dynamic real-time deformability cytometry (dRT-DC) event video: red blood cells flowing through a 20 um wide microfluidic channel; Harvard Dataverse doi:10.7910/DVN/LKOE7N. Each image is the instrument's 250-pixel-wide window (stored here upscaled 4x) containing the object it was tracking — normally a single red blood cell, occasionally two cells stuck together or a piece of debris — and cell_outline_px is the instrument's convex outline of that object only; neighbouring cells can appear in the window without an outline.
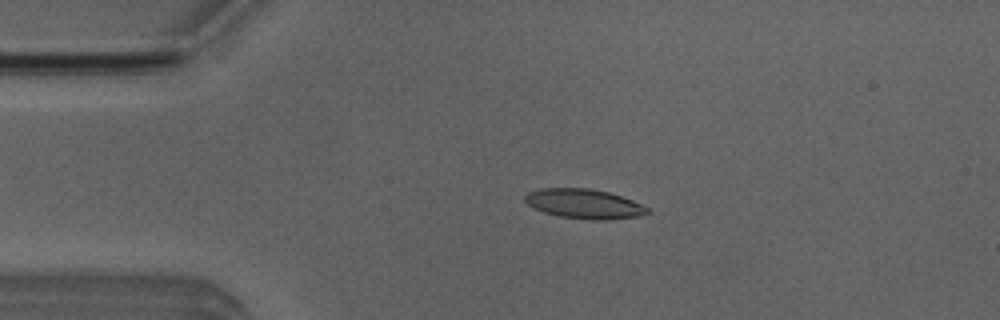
{"species": "Egyptian fruit bat (a non-hibernating species)", "species_latin": "Rousettus aegyptiacus", "temperature_condition": "room temperature", "stored_images_in_passage": 53, "camera_frame_rate_fps": 3000, "um_per_image_px": 0.085, "animal": {"sex": "male"}, "frame": {"image": 1, "passage_image": 11, "time_ms": 3.333, "image_size_px": [1000, 320], "cell_outline_px": [[652, 212], [636, 216], [608, 220], [592, 220], [560, 216], [544, 212], [528, 204], [524, 200], [524, 196], [528, 192], [540, 188], [588, 188], [608, 192], [632, 200], [648, 208]], "centroid_in_image_um": [49.64, 17.32], "position_along_channel_um": 35.4, "area_um2": 20.92}}
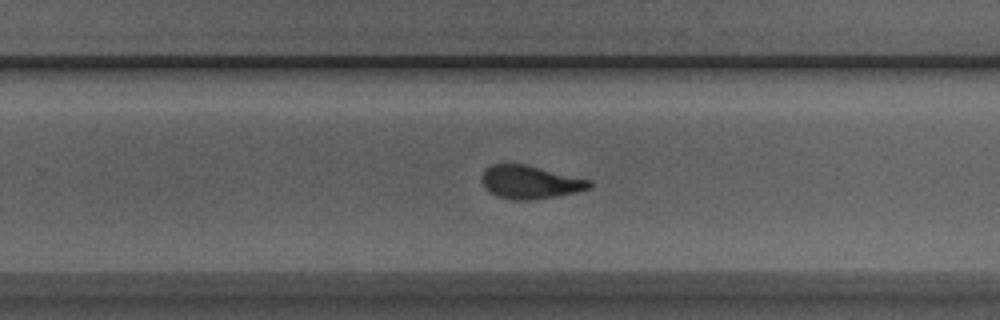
{"frame": {"image": 2, "passage_image": 33, "time_ms": 10.667, "image_size_px": [1000, 320], "cell_outline_px": [[592, 184], [588, 188], [576, 192], [556, 196], [532, 200], [512, 200], [500, 196], [484, 188], [480, 180], [480, 176], [492, 164], [528, 164], [592, 180]], "centroid_in_image_um": [45.06, 15.47], "position_along_channel_um": 284.7, "area_um2": 20.87}}
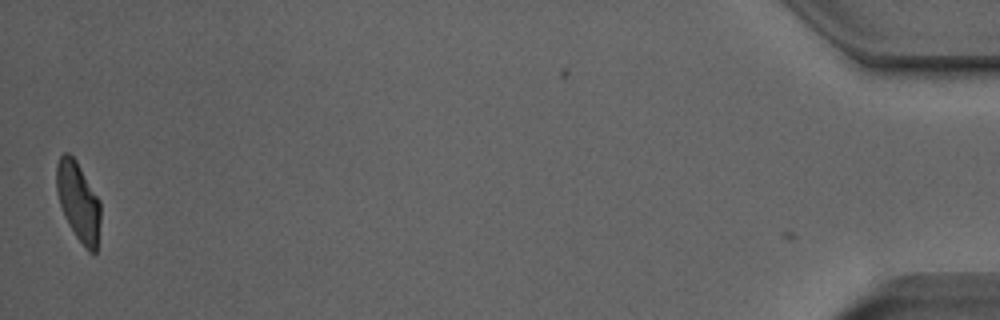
{"frame": {"image": 3, "passage_image": 52, "time_ms": 17.0, "image_size_px": [1000, 320], "cell_outline_px": [[100, 220], [96, 252], [88, 252], [84, 248], [68, 224], [64, 216], [60, 204], [56, 188], [56, 164], [60, 156], [64, 152], [68, 152], [76, 160], [100, 200]], "centroid_in_image_um": [6.65, 17.13], "position_along_channel_um": 428.5, "area_um2": 20.29}, "authors_computed_cell_mechanics": {"area_um2": 20.9814, "velocity_mm_per_s": 3.8692, "shape_relaxation_time_tau1_ms": 2.7954, "shape_relaxation_time_tau2_ms": 1.2355, "deformation_change_tau1": 0.1728, "deformation_change_tau2": 0.0873}}